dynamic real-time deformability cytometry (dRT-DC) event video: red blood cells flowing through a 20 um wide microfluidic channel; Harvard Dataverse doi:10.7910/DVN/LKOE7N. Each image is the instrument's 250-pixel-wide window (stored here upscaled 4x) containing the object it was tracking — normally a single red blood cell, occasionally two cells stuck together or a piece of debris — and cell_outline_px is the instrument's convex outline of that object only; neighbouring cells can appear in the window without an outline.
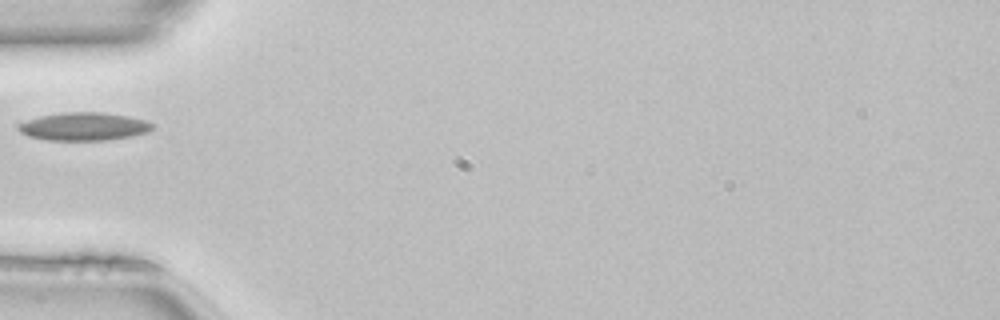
{"species": "common noctule bat (a hibernating species)", "species_latin": "Nyctalus noctula", "temperature_condition": "room temperature", "stored_images_in_passage": 34, "camera_frame_rate_fps": 3000, "um_per_image_px": 0.085, "animal": {"sex": "female", "body_mass_g": 22.7, "forearm_length_mm": 54.2}, "frame": {"image": 1, "passage_image": 1, "time_ms": 0.0, "image_size_px": [1000, 320], "cell_outline_px": [[152, 128], [148, 132], [132, 136], [108, 140], [48, 140], [28, 136], [20, 132], [16, 128], [20, 124], [28, 120], [40, 116], [64, 112], [100, 112], [128, 116], [144, 120], [152, 124]], "centroid_in_image_um": [7.12, 10.75], "position_along_channel_um": 77.9, "area_um2": 21.73}}
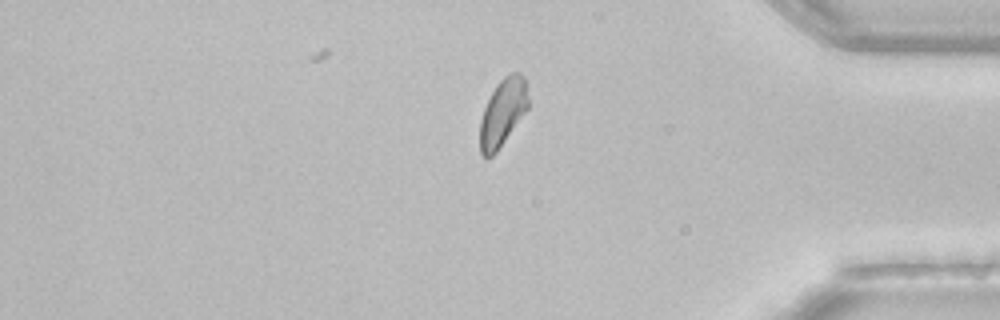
{"frame": {"image": 2, "passage_image": 26, "time_ms": 8.333, "image_size_px": [1000, 320], "cell_outline_px": [[528, 108], [496, 152], [492, 156], [484, 156], [480, 152], [480, 120], [484, 108], [496, 84], [508, 72], [520, 72], [528, 80]], "centroid_in_image_um": [42.76, 9.48], "position_along_channel_um": 392.4, "area_um2": 18.96}}
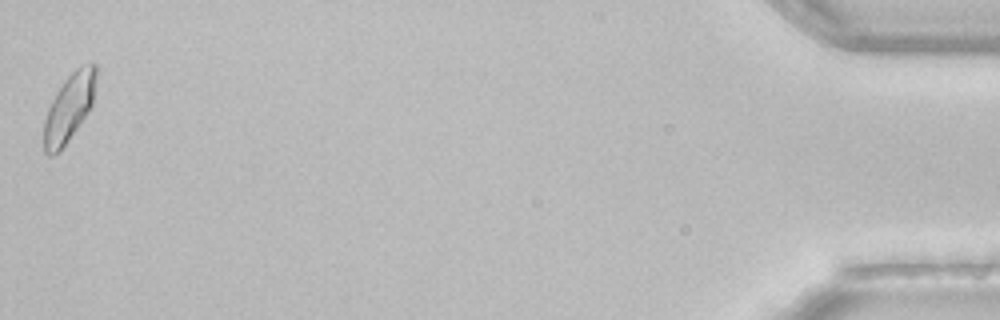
{"frame": {"image": 3, "passage_image": 34, "time_ms": 11.0, "image_size_px": [1000, 320], "cell_outline_px": [[96, 76], [92, 104], [88, 112], [60, 152], [48, 156], [44, 152], [44, 120], [48, 108], [56, 92], [64, 80], [76, 68], [92, 60], [96, 64]], "centroid_in_image_um": [5.87, 9.13], "position_along_channel_um": 429.3, "area_um2": 20.58}}